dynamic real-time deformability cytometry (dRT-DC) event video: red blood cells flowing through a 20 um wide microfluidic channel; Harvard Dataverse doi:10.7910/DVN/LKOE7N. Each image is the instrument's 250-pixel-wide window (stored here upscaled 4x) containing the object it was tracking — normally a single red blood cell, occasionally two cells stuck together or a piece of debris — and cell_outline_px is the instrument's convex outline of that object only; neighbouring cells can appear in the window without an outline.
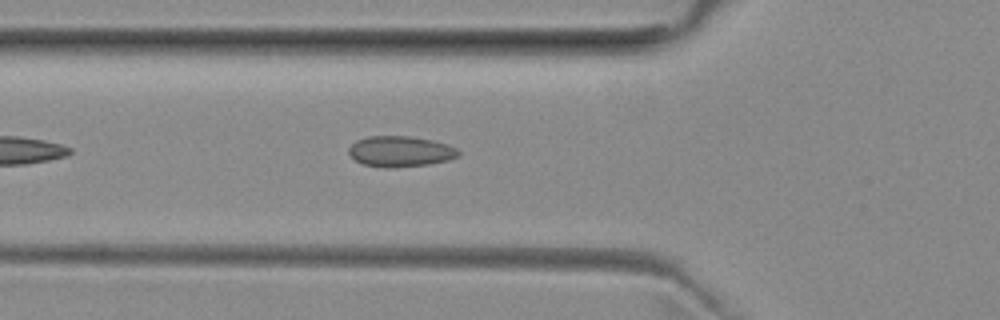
{"species": "common noctule bat (a hibernating species)", "species_latin": "Nyctalus noctula", "temperature_condition": "room temperature", "stored_images_in_passage": 33, "camera_frame_rate_fps": 3000, "um_per_image_px": 0.085, "animal": {"sex": "female", "body_mass_g": 29.2, "forearm_length_mm": 56.3}, "frame": {"image": 1, "passage_image": 6, "time_ms": 1.667, "image_size_px": [1000, 320], "cell_outline_px": [[460, 156], [448, 160], [428, 164], [392, 168], [384, 168], [364, 164], [356, 160], [348, 152], [348, 148], [356, 140], [368, 136], [408, 136], [432, 140], [448, 144], [456, 148], [460, 152]], "centroid_in_image_um": [34.04, 12.87], "position_along_channel_um": 91.8, "area_um2": 19.65}}
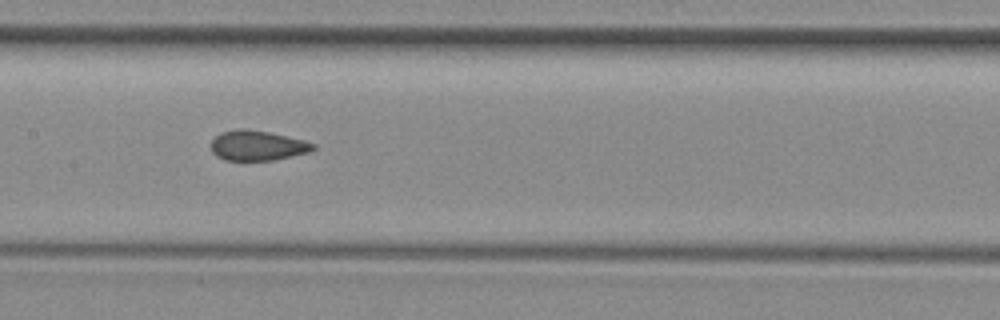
{"frame": {"image": 2, "passage_image": 13, "time_ms": 4.0, "image_size_px": [1000, 320], "cell_outline_px": [[316, 148], [308, 152], [272, 160], [224, 160], [216, 156], [212, 152], [212, 140], [220, 132], [236, 128], [248, 128], [268, 132], [304, 140], [316, 144]], "centroid_in_image_um": [21.85, 12.35], "position_along_channel_um": 185.5, "area_um2": 17.86}}
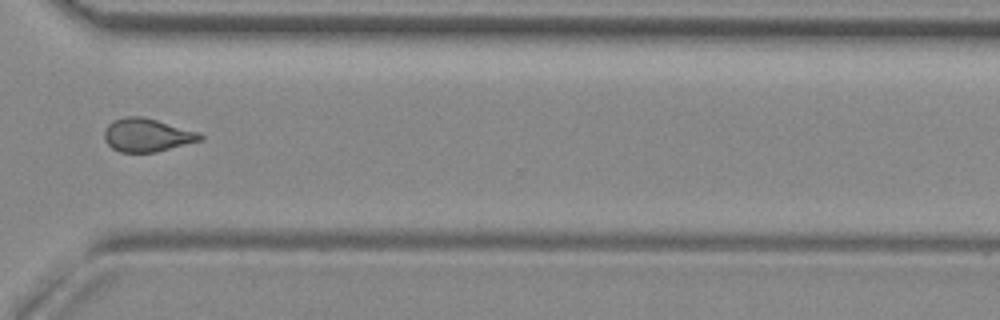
{"frame": {"image": 3, "passage_image": 26, "time_ms": 8.333, "image_size_px": [1000, 320], "cell_outline_px": [[204, 140], [156, 152], [120, 152], [112, 148], [104, 140], [104, 128], [112, 120], [124, 116], [144, 116], [200, 132], [204, 136]], "centroid_in_image_um": [12.51, 11.47], "position_along_channel_um": 358.1, "area_um2": 18.96}, "authors_computed_cell_mechanics": {"area_um2": 18.5538, "velocity_mm_per_s": 3.9924, "shape_relaxation_time_tau1_ms": null, "shape_relaxation_time_tau2_ms": 0.9692, "deformation_change_tau1": null, "deformation_change_tau2": 0.0569}}